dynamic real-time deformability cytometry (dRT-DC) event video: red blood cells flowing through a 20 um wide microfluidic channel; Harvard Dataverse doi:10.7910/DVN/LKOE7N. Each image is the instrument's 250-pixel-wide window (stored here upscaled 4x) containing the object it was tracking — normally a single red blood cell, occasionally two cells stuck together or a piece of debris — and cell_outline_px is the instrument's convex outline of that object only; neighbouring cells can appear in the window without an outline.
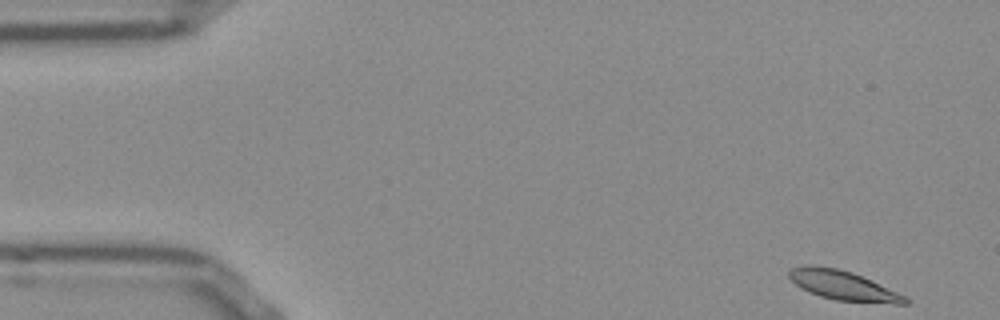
{"species": "Egyptian fruit bat (a non-hibernating species)", "species_latin": "Rousettus aegyptiacus", "temperature_condition": "room temperature", "stored_images_in_passage": 51, "camera_frame_rate_fps": 3000, "um_per_image_px": 0.085, "frame": {"image": 1, "passage_image": 1, "time_ms": 0.0, "image_size_px": [1000, 320], "cell_outline_px": [[912, 300], [908, 304], [892, 304], [836, 300], [820, 296], [800, 288], [788, 276], [788, 272], [792, 268], [804, 264], [812, 264], [836, 268], [852, 272], [896, 292]], "centroid_in_image_um": [71.64, 24.26], "position_along_channel_um": 13.4, "area_um2": 19.83}}
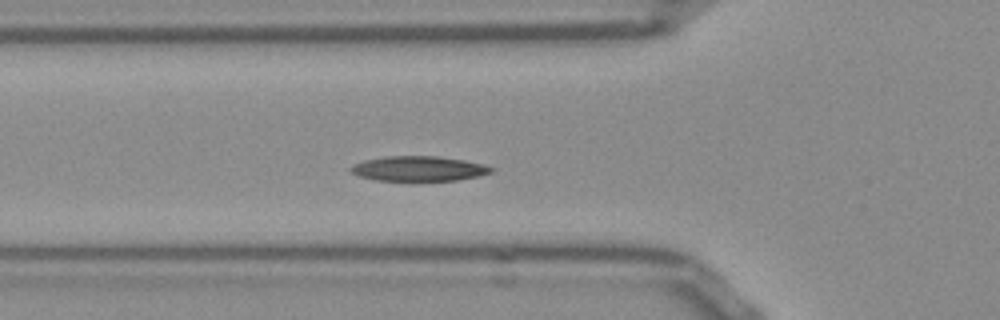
{"frame": {"image": 2, "passage_image": 16, "time_ms": 5.0, "image_size_px": [1000, 320], "cell_outline_px": [[496, 168], [492, 172], [480, 176], [456, 180], [412, 184], [376, 180], [360, 176], [348, 172], [348, 168], [352, 164], [364, 160], [388, 156], [436, 156], [464, 160]], "centroid_in_image_um": [35.53, 14.39], "position_along_channel_um": 90.3, "area_um2": 21.5}}
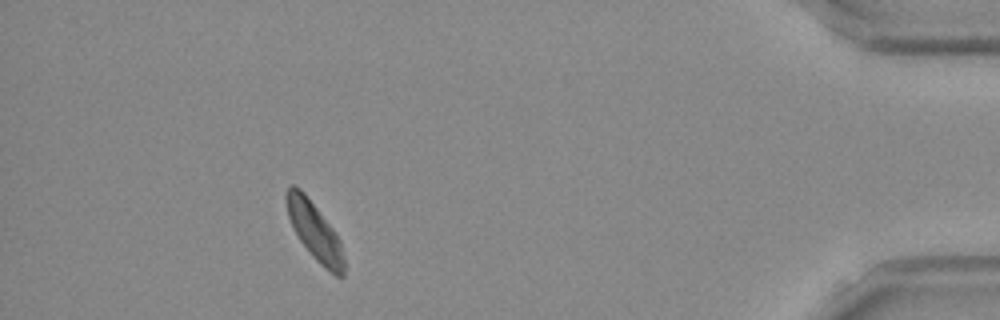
{"frame": {"image": 3, "passage_image": 46, "time_ms": 15.0, "image_size_px": [1000, 320], "cell_outline_px": [[344, 276], [336, 276], [324, 268], [312, 256], [300, 240], [288, 216], [284, 200], [284, 192], [292, 184], [300, 188], [304, 192], [332, 228], [340, 240], [344, 260]], "centroid_in_image_um": [26.72, 19.63], "position_along_channel_um": 408.5, "area_um2": 19.19}, "authors_computed_cell_mechanics": {"area_um2": 19.941, "velocity_mm_per_s": 3.7729, "shape_relaxation_time_tau1_ms": 3.5584, "shape_relaxation_time_tau2_ms": 5.2483, "deformation_change_tau1": 0.1157, "deformation_change_tau2": 0.0907}}